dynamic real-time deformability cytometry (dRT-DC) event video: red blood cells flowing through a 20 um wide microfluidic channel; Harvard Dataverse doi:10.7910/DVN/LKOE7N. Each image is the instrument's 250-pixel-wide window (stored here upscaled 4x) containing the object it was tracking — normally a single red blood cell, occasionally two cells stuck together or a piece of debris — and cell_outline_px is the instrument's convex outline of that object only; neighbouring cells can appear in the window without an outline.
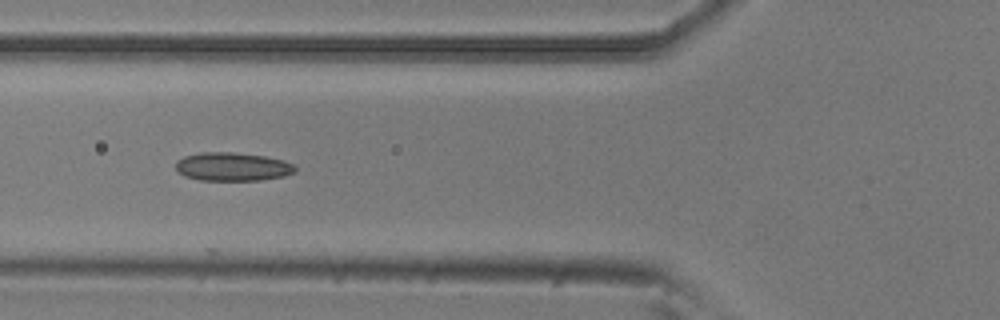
{"species": "common noctule bat (a hibernating species)", "species_latin": "Nyctalus noctula", "temperature_condition": "room temperature", "stored_images_in_passage": 7, "camera_frame_rate_fps": 3000, "um_per_image_px": 0.085, "animal": {"sex": "male", "body_mass_g": 20.5, "forearm_length_mm": 52.5}, "frame": {"image": 1, "passage_image": 5, "time_ms": 1.333, "image_size_px": [1000, 320], "cell_outline_px": [[296, 172], [284, 176], [260, 180], [200, 180], [184, 176], [176, 168], [176, 160], [184, 156], [200, 152], [232, 152], [264, 156], [284, 160], [292, 164], [296, 168]], "centroid_in_image_um": [19.76, 14.16], "position_along_channel_um": 106.0, "area_um2": 19.83}}
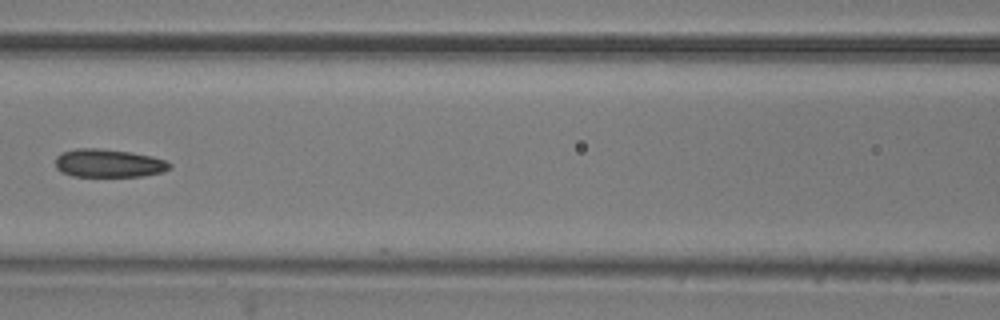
{"frame": {"image": 2, "passage_image": 6, "time_ms": 1.667, "image_size_px": [1000, 320], "cell_outline_px": [[172, 168], [164, 172], [140, 176], [72, 176], [60, 172], [56, 168], [56, 156], [60, 152], [76, 148], [100, 148], [132, 152], [152, 156], [164, 160], [172, 164]], "centroid_in_image_um": [9.22, 13.86], "position_along_channel_um": 157.4, "area_um2": 19.02}}
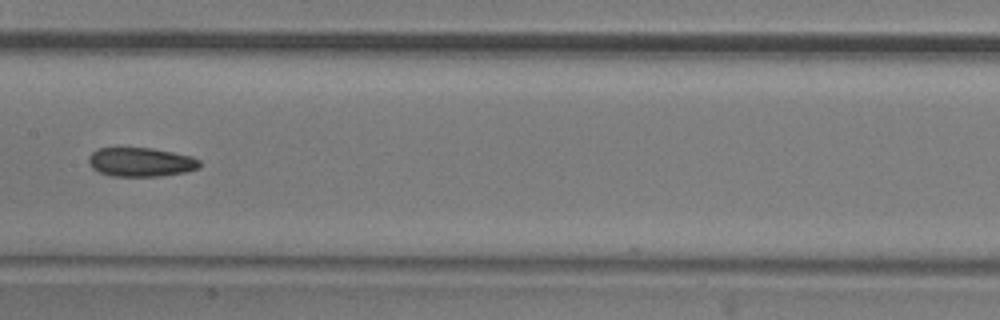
{"frame": {"image": 3, "passage_image": 7, "time_ms": 2.0, "image_size_px": [1000, 320], "cell_outline_px": [[200, 168], [184, 172], [160, 176], [112, 176], [100, 172], [92, 168], [88, 164], [88, 156], [92, 152], [100, 148], [120, 144], [152, 148], [192, 156], [200, 160]], "centroid_in_image_um": [11.91, 13.72], "position_along_channel_um": 195.5, "area_um2": 19.54}}